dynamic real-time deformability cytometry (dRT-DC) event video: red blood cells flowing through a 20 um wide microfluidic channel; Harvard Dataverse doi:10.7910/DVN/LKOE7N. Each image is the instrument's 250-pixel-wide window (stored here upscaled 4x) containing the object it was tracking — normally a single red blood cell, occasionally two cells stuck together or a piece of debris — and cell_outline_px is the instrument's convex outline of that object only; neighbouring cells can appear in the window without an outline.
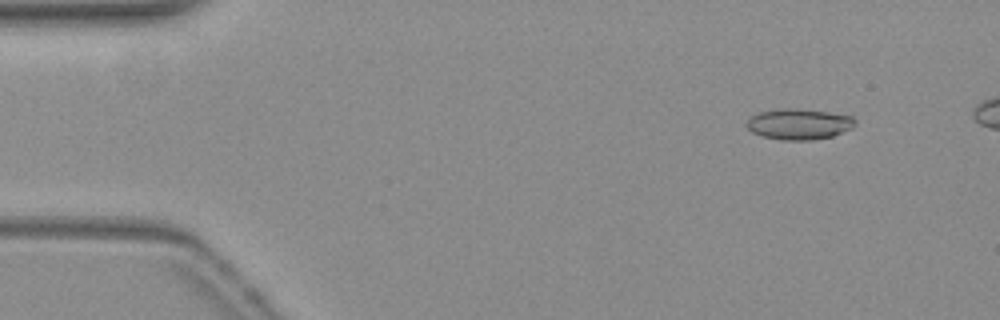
{"species": "common noctule bat (a hibernating species)", "species_latin": "Nyctalus noctula", "temperature_condition": "warm", "stored_images_in_passage": 49, "camera_frame_rate_fps": 3000, "um_per_image_px": 0.085, "animal": {"sex": "female", "body_mass_g": 19.3, "forearm_length_mm": 54.1}, "frame": {"image": 1, "passage_image": 5, "time_ms": 1.333, "image_size_px": [1000, 320], "cell_outline_px": [[856, 124], [852, 128], [832, 136], [812, 140], [784, 140], [764, 136], [752, 132], [744, 124], [748, 116], [756, 112], [776, 108], [796, 108], [828, 112], [852, 116], [856, 120]], "centroid_in_image_um": [67.86, 10.52], "position_along_channel_um": 17.1, "area_um2": 19.77}}
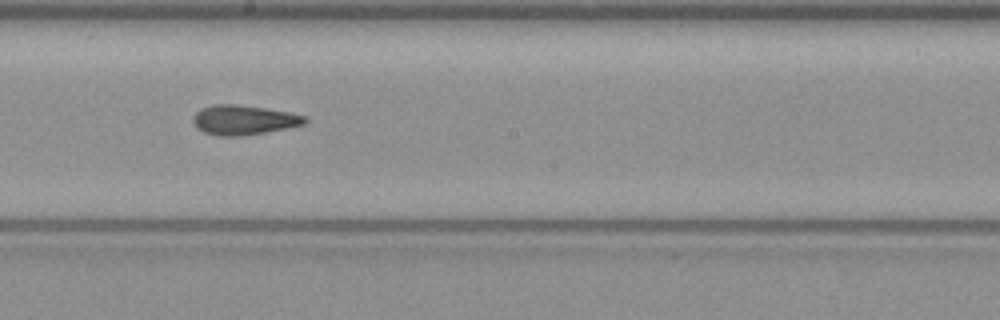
{"frame": {"image": 2, "passage_image": 29, "time_ms": 9.333, "image_size_px": [1000, 320], "cell_outline_px": [[308, 120], [304, 124], [244, 136], [220, 136], [204, 132], [192, 120], [196, 112], [200, 108], [216, 104], [232, 104], [264, 108], [288, 112], [308, 116]], "centroid_in_image_um": [20.73, 10.19], "position_along_channel_um": 227.5, "area_um2": 19.02}}
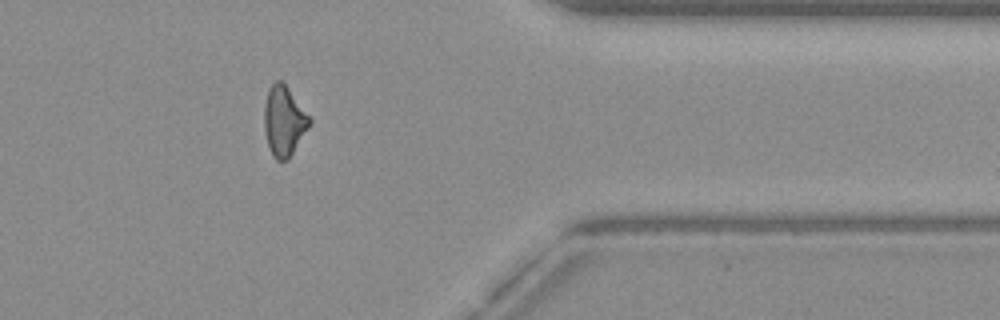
{"frame": {"image": 3, "passage_image": 43, "time_ms": 14.0, "image_size_px": [1000, 320], "cell_outline_px": [[312, 120], [308, 128], [288, 160], [276, 160], [272, 156], [268, 144], [264, 128], [264, 104], [268, 88], [276, 80], [280, 80], [284, 84]], "centroid_in_image_um": [24.11, 10.3], "position_along_channel_um": 387.3, "area_um2": 18.15}, "authors_computed_cell_mechanics": {"area_um2": 19.1318, "velocity_mm_per_s": 3.843, "shape_relaxation_time_tau1_ms": null, "shape_relaxation_time_tau2_ms": 3.3502, "deformation_change_tau1": null, "deformation_change_tau2": 0.1302}}